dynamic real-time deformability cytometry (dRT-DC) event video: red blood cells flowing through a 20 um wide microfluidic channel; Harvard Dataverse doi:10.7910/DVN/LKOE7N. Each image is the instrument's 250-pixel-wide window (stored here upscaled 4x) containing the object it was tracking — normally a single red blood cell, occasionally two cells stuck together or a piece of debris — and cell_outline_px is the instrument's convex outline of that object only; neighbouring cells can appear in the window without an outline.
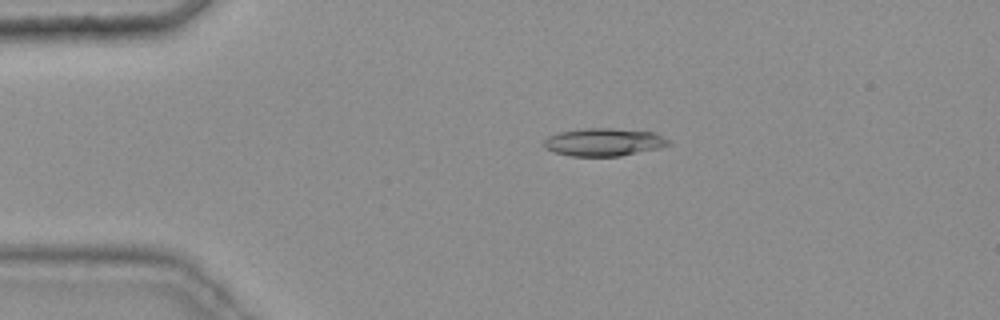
{"species": "common noctule bat (a hibernating species)", "species_latin": "Nyctalus noctula", "temperature_condition": "warm", "stored_images_in_passage": 11, "camera_frame_rate_fps": 3000, "um_per_image_px": 0.085, "animal": {"sex": "female", "body_mass_g": 25.1}, "frame": {"image": 1, "passage_image": 7, "time_ms": 2.0, "image_size_px": [1000, 320], "cell_outline_px": [[672, 144], [660, 148], [620, 156], [568, 156], [552, 152], [544, 148], [540, 144], [548, 136], [560, 132], [588, 128], [612, 128], [652, 132], [668, 140]], "centroid_in_image_um": [51.26, 12.09], "position_along_channel_um": 33.7, "area_um2": 20.29}}